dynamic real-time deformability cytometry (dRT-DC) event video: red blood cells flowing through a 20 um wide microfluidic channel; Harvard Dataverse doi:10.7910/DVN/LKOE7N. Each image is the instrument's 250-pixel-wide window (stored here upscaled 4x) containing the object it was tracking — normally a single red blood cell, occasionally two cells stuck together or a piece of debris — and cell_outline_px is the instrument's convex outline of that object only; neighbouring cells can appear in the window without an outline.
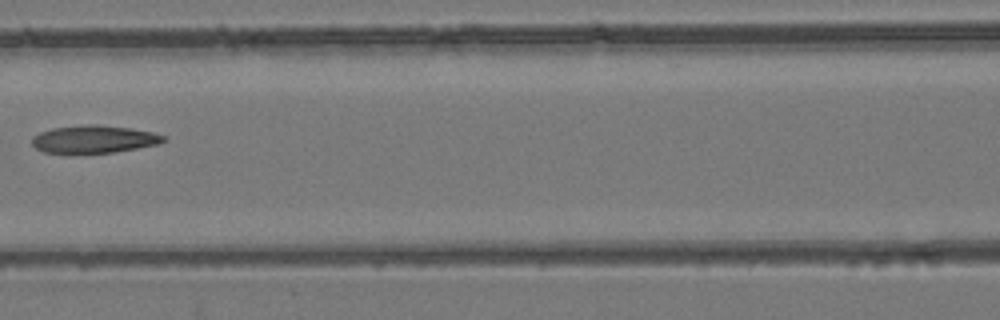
{"species": "common noctule bat (a hibernating species)", "species_latin": "Nyctalus noctula", "temperature_condition": "room temperature", "stored_images_in_passage": 8, "camera_frame_rate_fps": 3000, "um_per_image_px": 0.085, "animal": {"sex": "female", "body_mass_g": 24.6, "forearm_length_mm": 56.2}, "frame": {"image": 1, "passage_image": 8, "time_ms": 2.333, "image_size_px": [1000, 320], "cell_outline_px": [[168, 140], [160, 144], [112, 152], [68, 156], [44, 152], [36, 148], [32, 144], [32, 136], [40, 132], [52, 128], [88, 124], [96, 124], [132, 128], [152, 132], [164, 136]], "centroid_in_image_um": [7.94, 11.86], "position_along_channel_um": 158.7, "area_um2": 21.96}}